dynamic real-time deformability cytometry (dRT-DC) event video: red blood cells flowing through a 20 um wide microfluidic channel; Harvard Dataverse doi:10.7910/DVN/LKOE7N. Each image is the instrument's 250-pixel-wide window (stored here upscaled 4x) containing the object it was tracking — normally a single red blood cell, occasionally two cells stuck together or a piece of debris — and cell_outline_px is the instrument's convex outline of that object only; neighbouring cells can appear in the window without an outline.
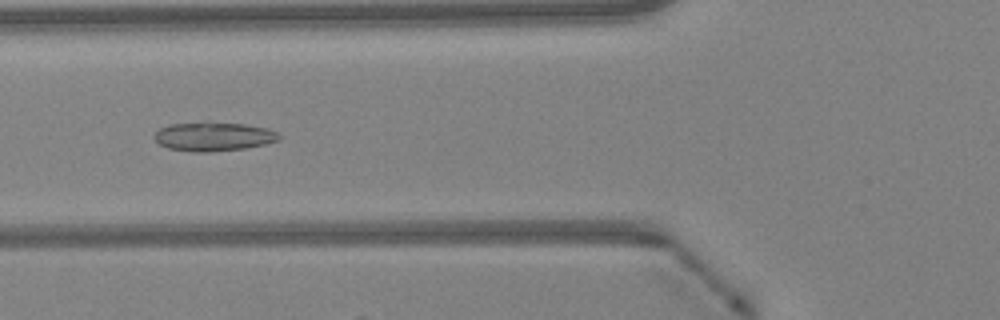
{"species": "Egyptian fruit bat (a non-hibernating species)", "species_latin": "Rousettus aegyptiacus", "temperature_condition": "warm", "stored_images_in_passage": 48, "camera_frame_rate_fps": 3000, "um_per_image_px": 0.085, "animal": {"sex": "female"}, "frame": {"image": 1, "passage_image": 18, "time_ms": 5.667, "image_size_px": [1000, 320], "cell_outline_px": [[280, 140], [264, 144], [244, 148], [212, 152], [192, 152], [168, 148], [160, 144], [152, 136], [160, 128], [172, 124], [244, 124], [268, 128], [276, 132], [280, 136]], "centroid_in_image_um": [18.16, 11.64], "position_along_channel_um": 107.6, "area_um2": 20.4}}
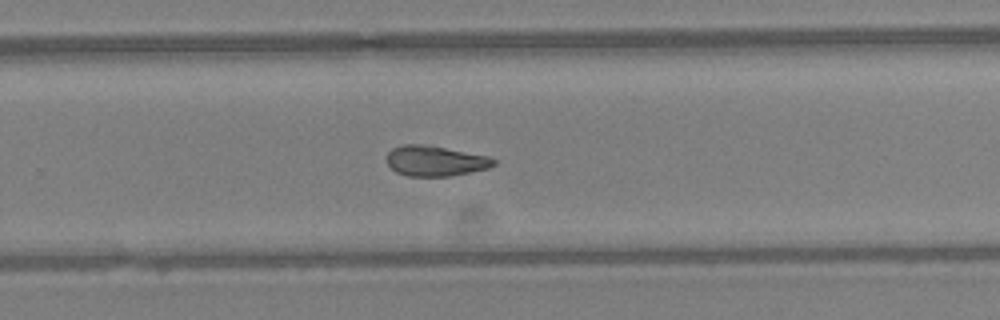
{"frame": {"image": 2, "passage_image": 31, "time_ms": 10.0, "image_size_px": [1000, 320], "cell_outline_px": [[496, 164], [488, 168], [452, 176], [408, 176], [396, 172], [388, 164], [388, 152], [392, 148], [404, 144], [420, 144], [444, 148], [488, 156], [496, 160]], "centroid_in_image_um": [37.0, 13.68], "position_along_channel_um": 292.8, "area_um2": 18.67}}
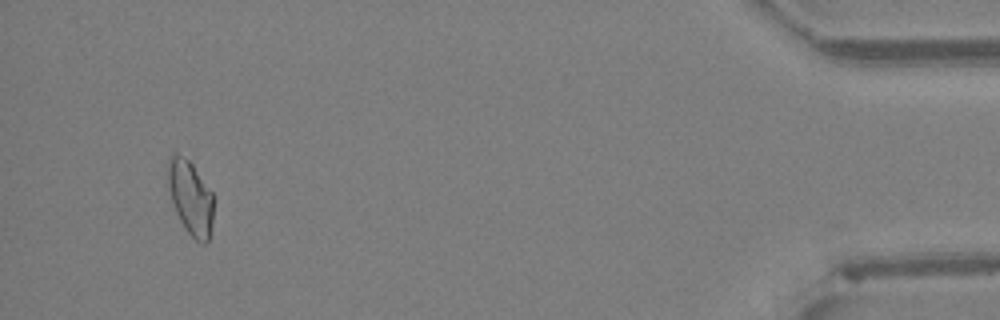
{"frame": {"image": 3, "passage_image": 45, "time_ms": 14.667, "image_size_px": [1000, 320], "cell_outline_px": [[212, 224], [208, 240], [204, 244], [196, 240], [188, 232], [180, 220], [176, 212], [168, 188], [168, 160], [172, 152], [176, 152], [188, 160], [192, 164], [212, 192]], "centroid_in_image_um": [16.18, 16.77], "position_along_channel_um": 419.0, "area_um2": 19.36}, "authors_computed_cell_mechanics": {"area_um2": 20.1433, "velocity_mm_per_s": 4.2905, "shape_relaxation_time_tau1_ms": null, "shape_relaxation_time_tau2_ms": 5.312, "deformation_change_tau1": null, "deformation_change_tau2": 0.1233}}